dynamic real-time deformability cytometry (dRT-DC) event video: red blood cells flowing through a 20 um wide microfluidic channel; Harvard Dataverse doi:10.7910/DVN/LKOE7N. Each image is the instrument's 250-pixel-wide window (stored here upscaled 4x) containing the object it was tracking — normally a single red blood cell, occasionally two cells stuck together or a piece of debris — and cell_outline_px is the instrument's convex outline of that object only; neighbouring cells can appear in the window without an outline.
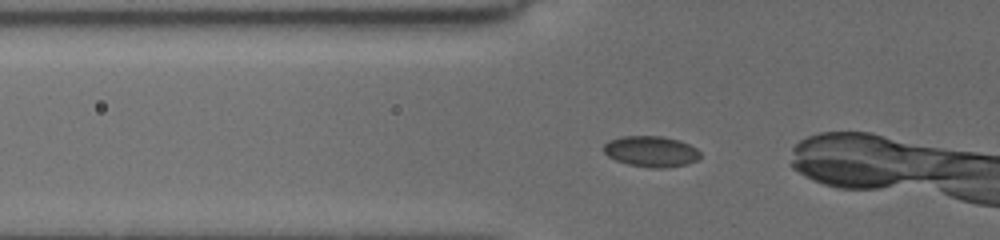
{"species": "common noctule bat (a hibernating species)", "species_latin": "Nyctalus noctula", "temperature_condition": "cold", "stored_images_in_passage": 14, "camera_frame_rate_fps": 3000, "um_per_image_px": 0.085, "animal": {"sex": "female", "body_mass_g": 19.5, "forearm_length_mm": 54.1}, "frame": {"image": 1, "passage_image": 4, "time_ms": 1.0, "image_size_px": [1000, 240], "cell_outline_px": [[700, 160], [688, 164], [668, 168], [648, 168], [628, 164], [616, 160], [608, 156], [604, 152], [604, 144], [608, 140], [624, 136], [660, 136], [680, 140], [696, 148], [700, 152]], "centroid_in_image_um": [55.37, 12.88], "position_along_channel_um": 70.4, "area_um2": 17.57}}
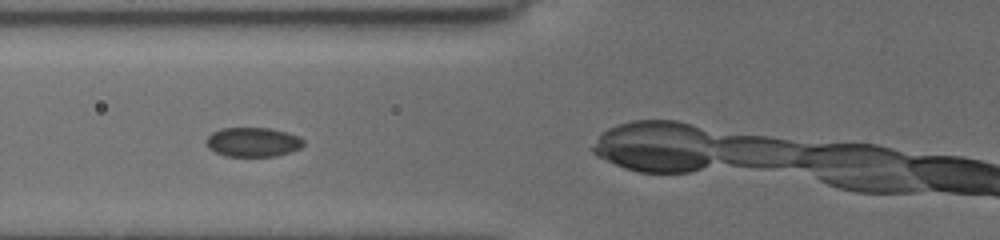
{"frame": {"image": 2, "passage_image": 7, "time_ms": 2.0, "image_size_px": [1000, 240], "cell_outline_px": [[304, 144], [300, 148], [292, 152], [276, 156], [224, 156], [208, 148], [204, 140], [212, 132], [220, 128], [268, 128], [284, 132], [296, 136], [304, 140]], "centroid_in_image_um": [21.46, 12.08], "position_along_channel_um": 104.3, "area_um2": 16.65}}
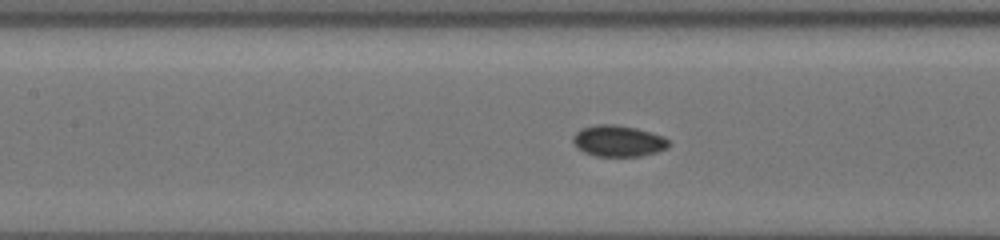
{"frame": {"image": 3, "passage_image": 11, "time_ms": 3.333, "image_size_px": [1000, 240], "cell_outline_px": [[668, 148], [656, 152], [640, 156], [596, 156], [584, 152], [576, 148], [572, 140], [572, 136], [580, 128], [596, 124], [612, 124], [636, 128], [660, 136], [668, 140]], "centroid_in_image_um": [52.48, 11.98], "position_along_channel_um": 154.9, "area_um2": 17.34}}